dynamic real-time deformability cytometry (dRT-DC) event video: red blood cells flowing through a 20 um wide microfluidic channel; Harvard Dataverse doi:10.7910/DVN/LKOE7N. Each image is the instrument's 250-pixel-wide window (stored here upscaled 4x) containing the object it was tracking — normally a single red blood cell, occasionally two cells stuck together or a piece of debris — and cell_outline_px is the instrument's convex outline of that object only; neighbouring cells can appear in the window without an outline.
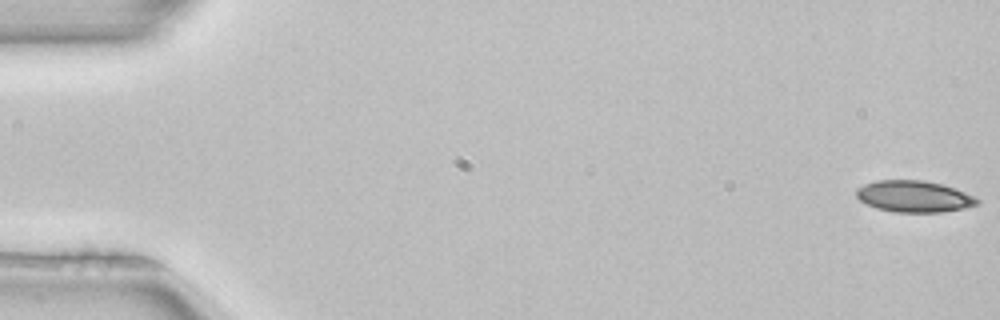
{"species": "common noctule bat (a hibernating species)", "species_latin": "Nyctalus noctula", "temperature_condition": "room temperature", "stored_images_in_passage": 52, "camera_frame_rate_fps": 3000, "um_per_image_px": 0.085, "animal": {"sex": "female", "body_mass_g": 22.7, "forearm_length_mm": 54.2}, "frame": {"image": 1, "passage_image": 1, "time_ms": 0.0, "image_size_px": [1000, 320], "cell_outline_px": [[980, 204], [964, 208], [940, 212], [896, 212], [876, 208], [860, 200], [856, 196], [856, 188], [864, 184], [876, 180], [924, 180], [940, 184], [976, 196], [980, 200]], "centroid_in_image_um": [77.69, 16.69], "position_along_channel_um": 7.3, "area_um2": 22.14}}
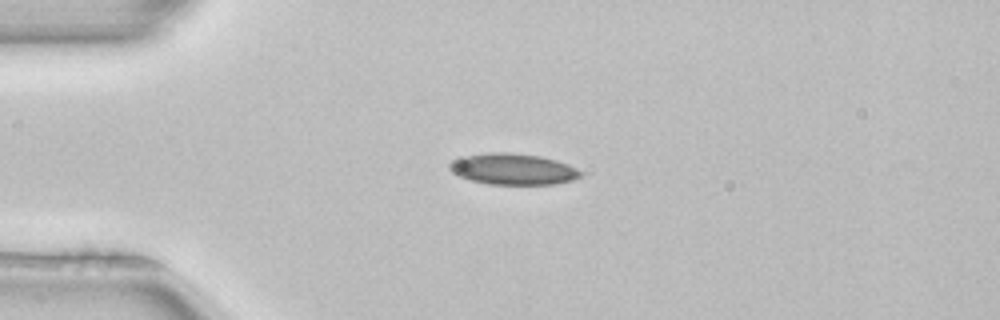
{"frame": {"image": 2, "passage_image": 13, "time_ms": 4.0, "image_size_px": [1000, 320], "cell_outline_px": [[584, 172], [580, 176], [572, 180], [556, 184], [488, 184], [472, 180], [460, 176], [452, 172], [448, 168], [448, 164], [452, 160], [464, 156], [488, 152], [508, 152], [540, 156], [556, 160], [568, 164]], "centroid_in_image_um": [43.6, 14.36], "position_along_channel_um": 41.4, "area_um2": 23.81}}
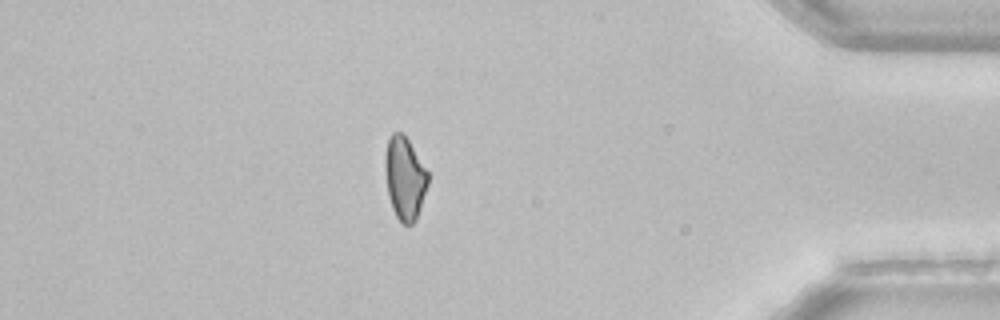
{"frame": {"image": 3, "passage_image": 45, "time_ms": 14.667, "image_size_px": [1000, 320], "cell_outline_px": [[428, 184], [416, 220], [412, 224], [404, 224], [396, 216], [392, 208], [388, 196], [384, 168], [384, 160], [388, 140], [392, 132], [400, 132], [408, 140], [428, 172]], "centroid_in_image_um": [34.39, 15.15], "position_along_channel_um": 400.8, "area_um2": 20.52}, "authors_computed_cell_mechanics": {"area_um2": 22.5709, "velocity_mm_per_s": 3.9983, "shape_relaxation_time_tau1_ms": 6.3677, "shape_relaxation_time_tau2_ms": null, "deformation_change_tau1": 0.1369, "deformation_change_tau2": null}}